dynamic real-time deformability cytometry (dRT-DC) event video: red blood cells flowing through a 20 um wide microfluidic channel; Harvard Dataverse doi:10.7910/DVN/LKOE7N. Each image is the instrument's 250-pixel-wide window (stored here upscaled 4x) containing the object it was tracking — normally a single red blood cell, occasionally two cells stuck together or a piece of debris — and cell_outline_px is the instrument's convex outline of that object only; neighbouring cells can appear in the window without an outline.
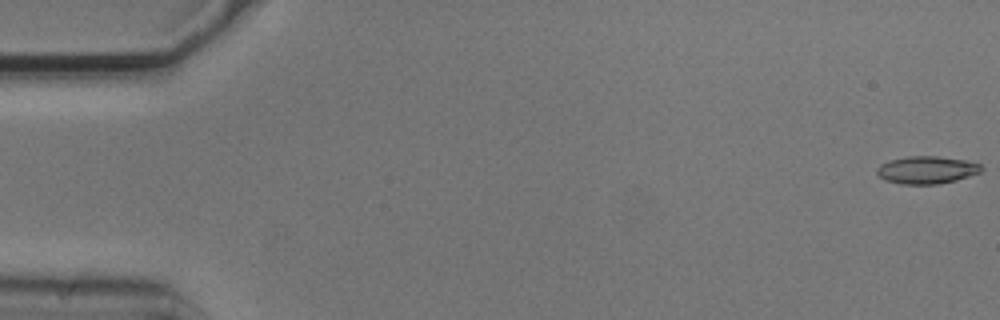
{"species": "common noctule bat (a hibernating species)", "species_latin": "Nyctalus noctula", "temperature_condition": "cold", "stored_images_in_passage": 6, "segment_of_instrument_passage": [1, 2], "camera_frame_rate_fps": 3000, "um_per_image_px": 0.085, "animal": {"sex": "male", "body_mass_g": 20.5, "forearm_length_mm": 52.5}, "frame": {"image": 1, "passage_image": 1, "time_ms": 0.0, "image_size_px": [1000, 320], "cell_outline_px": [[984, 168], [980, 172], [956, 180], [936, 184], [900, 184], [884, 180], [876, 172], [876, 168], [880, 164], [888, 160], [908, 156], [936, 156], [964, 160], [980, 164]], "centroid_in_image_um": [78.73, 14.44], "position_along_channel_um": 6.3, "area_um2": 16.76}}